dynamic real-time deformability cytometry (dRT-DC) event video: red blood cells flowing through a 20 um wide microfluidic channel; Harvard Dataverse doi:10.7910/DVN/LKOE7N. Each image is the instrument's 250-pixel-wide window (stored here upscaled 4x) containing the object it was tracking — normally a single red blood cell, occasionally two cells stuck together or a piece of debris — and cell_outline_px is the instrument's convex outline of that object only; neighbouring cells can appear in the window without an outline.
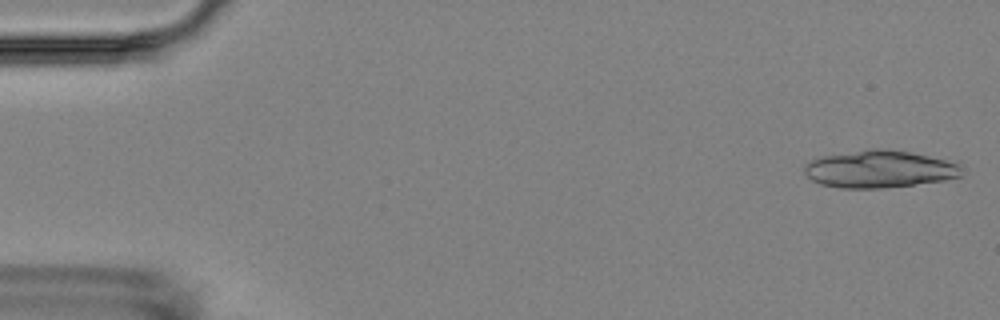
{"species": "Egyptian fruit bat (a non-hibernating species)", "species_latin": "Rousettus aegyptiacus", "temperature_condition": "room temperature", "stored_images_in_passage": 6, "camera_frame_rate_fps": 3000, "um_per_image_px": 0.085, "animal": {"sex": "female"}, "frame": {"image": 1, "passage_image": 1, "time_ms": 0.0, "image_size_px": [1000, 320], "cell_outline_px": [[964, 168], [960, 176], [944, 180], [880, 188], [840, 188], [820, 184], [812, 180], [804, 172], [804, 164], [812, 160], [824, 156], [868, 148], [884, 148], [912, 152], [960, 160], [964, 164]], "centroid_in_image_um": [74.87, 14.34], "position_along_channel_um": 10.1, "area_um2": 34.91}}